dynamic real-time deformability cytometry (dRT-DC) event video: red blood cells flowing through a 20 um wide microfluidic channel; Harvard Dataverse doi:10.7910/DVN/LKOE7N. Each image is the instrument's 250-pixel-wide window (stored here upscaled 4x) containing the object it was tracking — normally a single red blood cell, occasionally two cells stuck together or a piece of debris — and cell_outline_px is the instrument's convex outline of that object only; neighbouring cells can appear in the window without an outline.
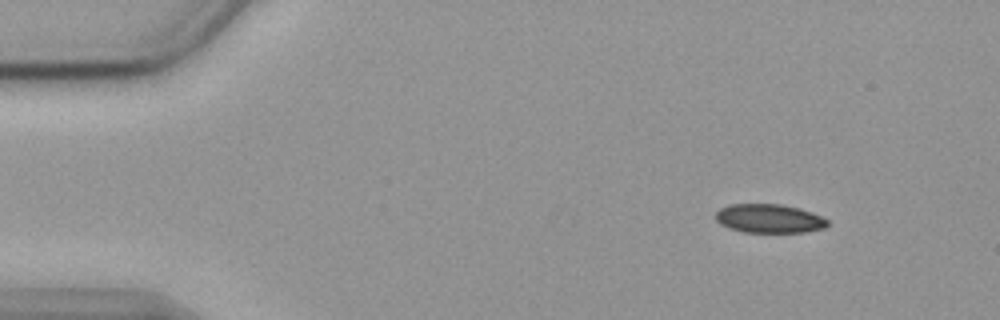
{"species": "common noctule bat (a hibernating species)", "species_latin": "Nyctalus noctula", "temperature_condition": "cold", "stored_images_in_passage": 51, "camera_frame_rate_fps": 3000, "um_per_image_px": 0.085, "animal": {"sex": "female", "body_mass_g": 19.9}, "frame": {"image": 1, "passage_image": 1, "time_ms": 0.0, "image_size_px": [1000, 320], "cell_outline_px": [[828, 224], [824, 228], [804, 232], [744, 232], [728, 228], [720, 224], [716, 220], [716, 212], [720, 208], [728, 204], [780, 204], [800, 208], [812, 212], [828, 220]], "centroid_in_image_um": [65.36, 18.57], "position_along_channel_um": 19.6, "area_um2": 18.84}}
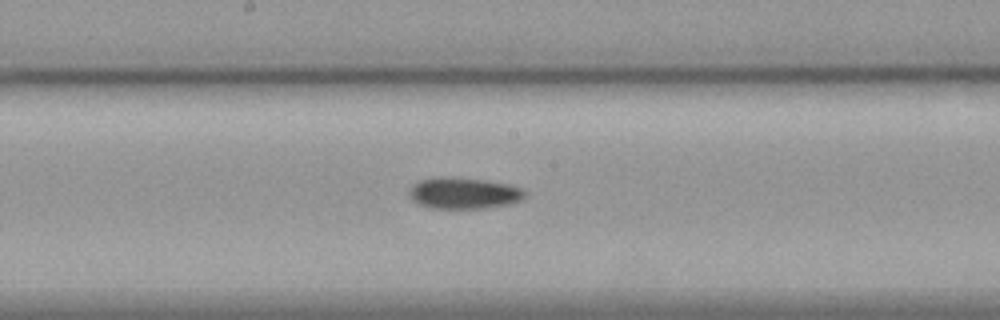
{"frame": {"image": 2, "passage_image": 24, "time_ms": 7.667, "image_size_px": [1000, 320], "cell_outline_px": [[528, 196], [520, 200], [508, 204], [484, 208], [428, 208], [412, 200], [408, 192], [412, 184], [420, 180], [436, 176], [448, 176], [484, 180], [508, 184], [520, 188]], "centroid_in_image_um": [39.38, 16.41], "position_along_channel_um": 208.8, "area_um2": 21.21}}
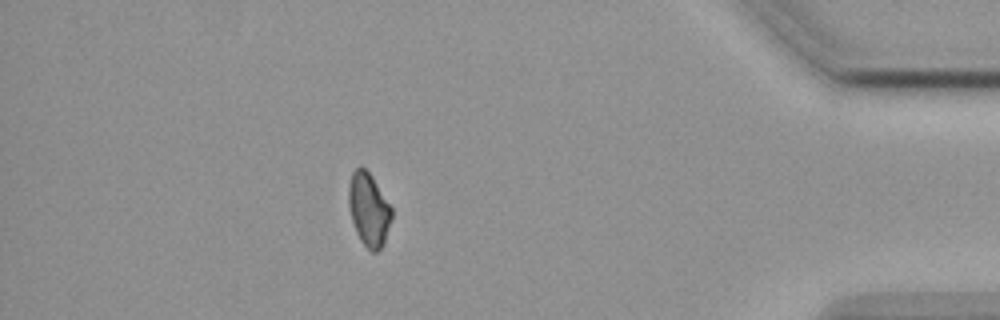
{"frame": {"image": 3, "passage_image": 44, "time_ms": 14.333, "image_size_px": [1000, 320], "cell_outline_px": [[392, 216], [384, 244], [376, 252], [372, 252], [360, 240], [356, 232], [352, 220], [348, 204], [348, 188], [352, 172], [360, 164], [372, 176], [392, 208]], "centroid_in_image_um": [31.34, 17.79], "position_along_channel_um": 403.9, "area_um2": 18.32}, "authors_computed_cell_mechanics": {"area_um2": 19.7676, "velocity_mm_per_s": 3.5923, "shape_relaxation_time_tau1_ms": 5.362, "shape_relaxation_time_tau2_ms": null, "deformation_change_tau1": 0.0902, "deformation_change_tau2": null}}